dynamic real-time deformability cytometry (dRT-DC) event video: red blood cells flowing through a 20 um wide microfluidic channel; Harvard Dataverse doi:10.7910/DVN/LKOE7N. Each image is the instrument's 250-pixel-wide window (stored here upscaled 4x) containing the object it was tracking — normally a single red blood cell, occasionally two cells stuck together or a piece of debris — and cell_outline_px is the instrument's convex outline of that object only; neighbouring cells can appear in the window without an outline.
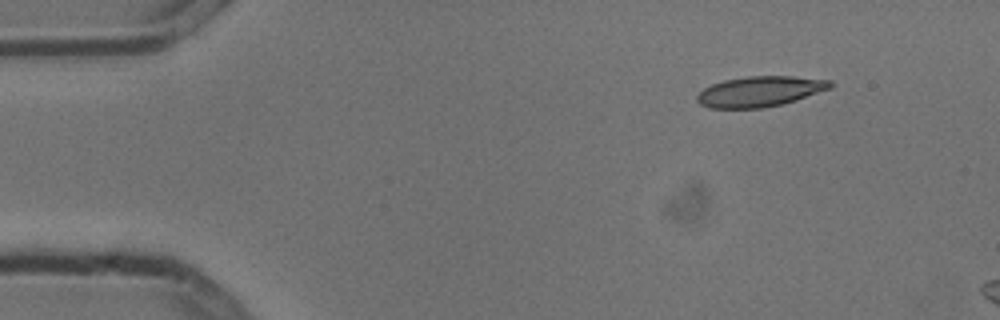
{"species": "common noctule bat (a hibernating species)", "species_latin": "Nyctalus noctula", "temperature_condition": "cold", "stored_images_in_passage": 5, "camera_frame_rate_fps": 3000, "um_per_image_px": 0.085, "animal": {"sex": "male", "body_mass_g": 13.3}, "frame": {"image": 1, "passage_image": 1, "time_ms": 0.0, "image_size_px": [1000, 320], "cell_outline_px": [[832, 88], [784, 104], [764, 108], [708, 108], [700, 104], [696, 100], [696, 96], [704, 88], [712, 84], [724, 80], [748, 76], [792, 76], [832, 80]], "centroid_in_image_um": [64.6, 7.78], "position_along_channel_um": 20.4, "area_um2": 23.76}}
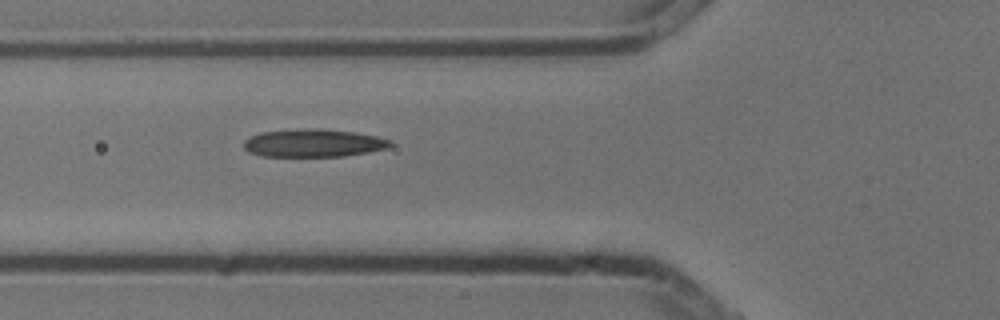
{"frame": {"image": 2, "passage_image": 5, "time_ms": 1.333, "image_size_px": [1000, 320], "cell_outline_px": [[392, 144], [388, 148], [368, 152], [344, 156], [260, 156], [248, 152], [244, 148], [244, 140], [260, 132], [300, 128], [316, 128], [356, 132], [376, 136], [392, 140]], "centroid_in_image_um": [26.64, 12.15], "position_along_channel_um": 99.2, "area_um2": 23.99}}